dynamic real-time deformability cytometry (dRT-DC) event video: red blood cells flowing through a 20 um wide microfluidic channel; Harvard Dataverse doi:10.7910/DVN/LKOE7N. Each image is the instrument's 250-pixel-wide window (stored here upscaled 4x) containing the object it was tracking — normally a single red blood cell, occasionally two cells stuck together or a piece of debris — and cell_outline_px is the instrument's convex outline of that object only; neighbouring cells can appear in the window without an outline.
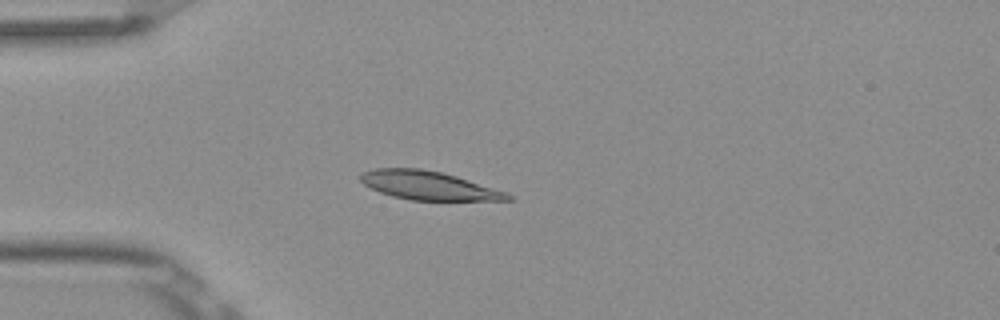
{"species": "Egyptian fruit bat (a non-hibernating species)", "species_latin": "Rousettus aegyptiacus", "temperature_condition": "room temperature", "stored_images_in_passage": 6, "camera_frame_rate_fps": 3000, "um_per_image_px": 0.085, "frame": {"image": 1, "passage_image": 4, "time_ms": 1.0, "image_size_px": [1000, 320], "cell_outline_px": [[512, 200], [412, 200], [392, 196], [380, 192], [364, 184], [360, 180], [360, 176], [364, 172], [376, 168], [420, 168], [440, 172], [456, 176], [508, 192], [512, 196]], "centroid_in_image_um": [36.45, 15.77], "position_along_channel_um": 48.6, "area_um2": 24.33}}
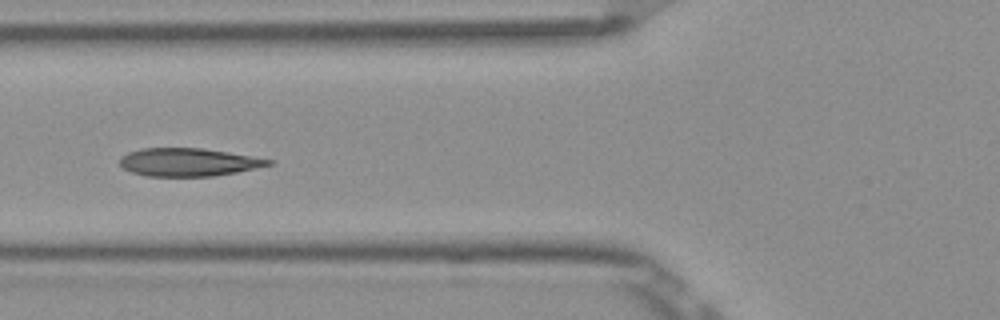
{"frame": {"image": 2, "passage_image": 6, "time_ms": 1.667, "image_size_px": [1000, 320], "cell_outline_px": [[272, 164], [236, 172], [212, 176], [144, 176], [132, 172], [124, 168], [120, 164], [120, 156], [128, 152], [144, 148], [204, 148], [228, 152], [272, 160]], "centroid_in_image_um": [15.96, 13.78], "position_along_channel_um": 109.8, "area_um2": 24.04}}